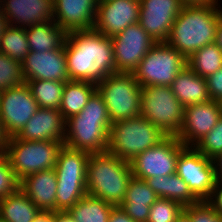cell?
<instances>
[{
  "mask_svg": "<svg viewBox=\"0 0 222 222\" xmlns=\"http://www.w3.org/2000/svg\"><path fill=\"white\" fill-rule=\"evenodd\" d=\"M222 116L219 101L210 99L207 102L184 107V120L176 136L185 146H194L207 135Z\"/></svg>",
  "mask_w": 222,
  "mask_h": 222,
  "instance_id": "17",
  "label": "cell"
},
{
  "mask_svg": "<svg viewBox=\"0 0 222 222\" xmlns=\"http://www.w3.org/2000/svg\"><path fill=\"white\" fill-rule=\"evenodd\" d=\"M20 188L8 157L3 153L0 155V199L6 197Z\"/></svg>",
  "mask_w": 222,
  "mask_h": 222,
  "instance_id": "36",
  "label": "cell"
},
{
  "mask_svg": "<svg viewBox=\"0 0 222 222\" xmlns=\"http://www.w3.org/2000/svg\"><path fill=\"white\" fill-rule=\"evenodd\" d=\"M194 147L211 160L222 154V116L219 118L216 126L199 140Z\"/></svg>",
  "mask_w": 222,
  "mask_h": 222,
  "instance_id": "35",
  "label": "cell"
},
{
  "mask_svg": "<svg viewBox=\"0 0 222 222\" xmlns=\"http://www.w3.org/2000/svg\"><path fill=\"white\" fill-rule=\"evenodd\" d=\"M132 176L129 162L107 151L90 153L87 165V194L119 206L125 198Z\"/></svg>",
  "mask_w": 222,
  "mask_h": 222,
  "instance_id": "4",
  "label": "cell"
},
{
  "mask_svg": "<svg viewBox=\"0 0 222 222\" xmlns=\"http://www.w3.org/2000/svg\"><path fill=\"white\" fill-rule=\"evenodd\" d=\"M53 5V0H0L8 24L21 28L54 20Z\"/></svg>",
  "mask_w": 222,
  "mask_h": 222,
  "instance_id": "20",
  "label": "cell"
},
{
  "mask_svg": "<svg viewBox=\"0 0 222 222\" xmlns=\"http://www.w3.org/2000/svg\"><path fill=\"white\" fill-rule=\"evenodd\" d=\"M157 199L158 196L144 179L132 176L126 189L125 198L119 206L134 221L147 222L150 208Z\"/></svg>",
  "mask_w": 222,
  "mask_h": 222,
  "instance_id": "23",
  "label": "cell"
},
{
  "mask_svg": "<svg viewBox=\"0 0 222 222\" xmlns=\"http://www.w3.org/2000/svg\"><path fill=\"white\" fill-rule=\"evenodd\" d=\"M176 174L200 201L210 196L216 182L214 160L201 154L194 146H186L180 152Z\"/></svg>",
  "mask_w": 222,
  "mask_h": 222,
  "instance_id": "12",
  "label": "cell"
},
{
  "mask_svg": "<svg viewBox=\"0 0 222 222\" xmlns=\"http://www.w3.org/2000/svg\"><path fill=\"white\" fill-rule=\"evenodd\" d=\"M210 99L222 100V67L215 73L205 78Z\"/></svg>",
  "mask_w": 222,
  "mask_h": 222,
  "instance_id": "38",
  "label": "cell"
},
{
  "mask_svg": "<svg viewBox=\"0 0 222 222\" xmlns=\"http://www.w3.org/2000/svg\"><path fill=\"white\" fill-rule=\"evenodd\" d=\"M66 120L57 109L39 107L17 135L30 141H58L65 143Z\"/></svg>",
  "mask_w": 222,
  "mask_h": 222,
  "instance_id": "21",
  "label": "cell"
},
{
  "mask_svg": "<svg viewBox=\"0 0 222 222\" xmlns=\"http://www.w3.org/2000/svg\"><path fill=\"white\" fill-rule=\"evenodd\" d=\"M26 83L39 107L59 110L66 82L29 80Z\"/></svg>",
  "mask_w": 222,
  "mask_h": 222,
  "instance_id": "31",
  "label": "cell"
},
{
  "mask_svg": "<svg viewBox=\"0 0 222 222\" xmlns=\"http://www.w3.org/2000/svg\"><path fill=\"white\" fill-rule=\"evenodd\" d=\"M140 0L98 1L93 29L113 37L139 22Z\"/></svg>",
  "mask_w": 222,
  "mask_h": 222,
  "instance_id": "16",
  "label": "cell"
},
{
  "mask_svg": "<svg viewBox=\"0 0 222 222\" xmlns=\"http://www.w3.org/2000/svg\"><path fill=\"white\" fill-rule=\"evenodd\" d=\"M55 222H76L68 211H56Z\"/></svg>",
  "mask_w": 222,
  "mask_h": 222,
  "instance_id": "43",
  "label": "cell"
},
{
  "mask_svg": "<svg viewBox=\"0 0 222 222\" xmlns=\"http://www.w3.org/2000/svg\"><path fill=\"white\" fill-rule=\"evenodd\" d=\"M20 189L40 210L56 212L57 175L54 168L26 176L20 181Z\"/></svg>",
  "mask_w": 222,
  "mask_h": 222,
  "instance_id": "22",
  "label": "cell"
},
{
  "mask_svg": "<svg viewBox=\"0 0 222 222\" xmlns=\"http://www.w3.org/2000/svg\"><path fill=\"white\" fill-rule=\"evenodd\" d=\"M96 91L107 106L111 123L141 115L142 86L133 73H112L96 84Z\"/></svg>",
  "mask_w": 222,
  "mask_h": 222,
  "instance_id": "7",
  "label": "cell"
},
{
  "mask_svg": "<svg viewBox=\"0 0 222 222\" xmlns=\"http://www.w3.org/2000/svg\"><path fill=\"white\" fill-rule=\"evenodd\" d=\"M53 3L54 21L66 32L93 29L98 0H53Z\"/></svg>",
  "mask_w": 222,
  "mask_h": 222,
  "instance_id": "19",
  "label": "cell"
},
{
  "mask_svg": "<svg viewBox=\"0 0 222 222\" xmlns=\"http://www.w3.org/2000/svg\"><path fill=\"white\" fill-rule=\"evenodd\" d=\"M108 222H136L120 206H114L109 214Z\"/></svg>",
  "mask_w": 222,
  "mask_h": 222,
  "instance_id": "40",
  "label": "cell"
},
{
  "mask_svg": "<svg viewBox=\"0 0 222 222\" xmlns=\"http://www.w3.org/2000/svg\"><path fill=\"white\" fill-rule=\"evenodd\" d=\"M183 6L181 0H140L138 23L155 42H166Z\"/></svg>",
  "mask_w": 222,
  "mask_h": 222,
  "instance_id": "15",
  "label": "cell"
},
{
  "mask_svg": "<svg viewBox=\"0 0 222 222\" xmlns=\"http://www.w3.org/2000/svg\"><path fill=\"white\" fill-rule=\"evenodd\" d=\"M39 211L20 188L0 199V219L4 222H32Z\"/></svg>",
  "mask_w": 222,
  "mask_h": 222,
  "instance_id": "27",
  "label": "cell"
},
{
  "mask_svg": "<svg viewBox=\"0 0 222 222\" xmlns=\"http://www.w3.org/2000/svg\"><path fill=\"white\" fill-rule=\"evenodd\" d=\"M170 87L184 107L210 100L206 79L195 74L188 66L178 73Z\"/></svg>",
  "mask_w": 222,
  "mask_h": 222,
  "instance_id": "24",
  "label": "cell"
},
{
  "mask_svg": "<svg viewBox=\"0 0 222 222\" xmlns=\"http://www.w3.org/2000/svg\"><path fill=\"white\" fill-rule=\"evenodd\" d=\"M205 201L222 217V181L216 180L210 196Z\"/></svg>",
  "mask_w": 222,
  "mask_h": 222,
  "instance_id": "39",
  "label": "cell"
},
{
  "mask_svg": "<svg viewBox=\"0 0 222 222\" xmlns=\"http://www.w3.org/2000/svg\"><path fill=\"white\" fill-rule=\"evenodd\" d=\"M187 66L195 74L206 78L222 67V51L216 43L205 45L187 58Z\"/></svg>",
  "mask_w": 222,
  "mask_h": 222,
  "instance_id": "30",
  "label": "cell"
},
{
  "mask_svg": "<svg viewBox=\"0 0 222 222\" xmlns=\"http://www.w3.org/2000/svg\"><path fill=\"white\" fill-rule=\"evenodd\" d=\"M96 92V84L87 81H68L62 94L59 111L65 120L79 114Z\"/></svg>",
  "mask_w": 222,
  "mask_h": 222,
  "instance_id": "28",
  "label": "cell"
},
{
  "mask_svg": "<svg viewBox=\"0 0 222 222\" xmlns=\"http://www.w3.org/2000/svg\"><path fill=\"white\" fill-rule=\"evenodd\" d=\"M185 147L176 136H166L129 162L133 176L145 180L175 174L177 159Z\"/></svg>",
  "mask_w": 222,
  "mask_h": 222,
  "instance_id": "11",
  "label": "cell"
},
{
  "mask_svg": "<svg viewBox=\"0 0 222 222\" xmlns=\"http://www.w3.org/2000/svg\"><path fill=\"white\" fill-rule=\"evenodd\" d=\"M24 83L22 63L0 52V92Z\"/></svg>",
  "mask_w": 222,
  "mask_h": 222,
  "instance_id": "33",
  "label": "cell"
},
{
  "mask_svg": "<svg viewBox=\"0 0 222 222\" xmlns=\"http://www.w3.org/2000/svg\"><path fill=\"white\" fill-rule=\"evenodd\" d=\"M8 137L6 136L4 129L2 127L1 119H0V153L3 154L6 151Z\"/></svg>",
  "mask_w": 222,
  "mask_h": 222,
  "instance_id": "44",
  "label": "cell"
},
{
  "mask_svg": "<svg viewBox=\"0 0 222 222\" xmlns=\"http://www.w3.org/2000/svg\"><path fill=\"white\" fill-rule=\"evenodd\" d=\"M220 102V106H221V110H222V100L221 101H219Z\"/></svg>",
  "mask_w": 222,
  "mask_h": 222,
  "instance_id": "49",
  "label": "cell"
},
{
  "mask_svg": "<svg viewBox=\"0 0 222 222\" xmlns=\"http://www.w3.org/2000/svg\"><path fill=\"white\" fill-rule=\"evenodd\" d=\"M110 127L107 106L96 91L79 114L66 120L64 144L89 153L106 152Z\"/></svg>",
  "mask_w": 222,
  "mask_h": 222,
  "instance_id": "3",
  "label": "cell"
},
{
  "mask_svg": "<svg viewBox=\"0 0 222 222\" xmlns=\"http://www.w3.org/2000/svg\"><path fill=\"white\" fill-rule=\"evenodd\" d=\"M215 43L218 45L219 49L222 51V15L219 18Z\"/></svg>",
  "mask_w": 222,
  "mask_h": 222,
  "instance_id": "46",
  "label": "cell"
},
{
  "mask_svg": "<svg viewBox=\"0 0 222 222\" xmlns=\"http://www.w3.org/2000/svg\"><path fill=\"white\" fill-rule=\"evenodd\" d=\"M147 185L158 198H164L180 203L183 207L195 204L200 200L191 192L183 179L175 174L155 176L145 179Z\"/></svg>",
  "mask_w": 222,
  "mask_h": 222,
  "instance_id": "25",
  "label": "cell"
},
{
  "mask_svg": "<svg viewBox=\"0 0 222 222\" xmlns=\"http://www.w3.org/2000/svg\"><path fill=\"white\" fill-rule=\"evenodd\" d=\"M187 66V59L167 42H156L133 71L142 86H170Z\"/></svg>",
  "mask_w": 222,
  "mask_h": 222,
  "instance_id": "10",
  "label": "cell"
},
{
  "mask_svg": "<svg viewBox=\"0 0 222 222\" xmlns=\"http://www.w3.org/2000/svg\"><path fill=\"white\" fill-rule=\"evenodd\" d=\"M0 52L22 63L30 52L25 28L9 25L0 40Z\"/></svg>",
  "mask_w": 222,
  "mask_h": 222,
  "instance_id": "32",
  "label": "cell"
},
{
  "mask_svg": "<svg viewBox=\"0 0 222 222\" xmlns=\"http://www.w3.org/2000/svg\"><path fill=\"white\" fill-rule=\"evenodd\" d=\"M38 108L26 82L1 91L0 119L6 136H17Z\"/></svg>",
  "mask_w": 222,
  "mask_h": 222,
  "instance_id": "13",
  "label": "cell"
},
{
  "mask_svg": "<svg viewBox=\"0 0 222 222\" xmlns=\"http://www.w3.org/2000/svg\"><path fill=\"white\" fill-rule=\"evenodd\" d=\"M64 47L71 81L98 84L117 73L111 37L94 29L71 31L67 32Z\"/></svg>",
  "mask_w": 222,
  "mask_h": 222,
  "instance_id": "1",
  "label": "cell"
},
{
  "mask_svg": "<svg viewBox=\"0 0 222 222\" xmlns=\"http://www.w3.org/2000/svg\"><path fill=\"white\" fill-rule=\"evenodd\" d=\"M141 116L167 136H177L184 120V106L170 86L142 87Z\"/></svg>",
  "mask_w": 222,
  "mask_h": 222,
  "instance_id": "9",
  "label": "cell"
},
{
  "mask_svg": "<svg viewBox=\"0 0 222 222\" xmlns=\"http://www.w3.org/2000/svg\"><path fill=\"white\" fill-rule=\"evenodd\" d=\"M176 222H192L190 216L183 210V212L178 216Z\"/></svg>",
  "mask_w": 222,
  "mask_h": 222,
  "instance_id": "48",
  "label": "cell"
},
{
  "mask_svg": "<svg viewBox=\"0 0 222 222\" xmlns=\"http://www.w3.org/2000/svg\"><path fill=\"white\" fill-rule=\"evenodd\" d=\"M25 82L29 80L70 81L65 47L46 52L30 51L22 62Z\"/></svg>",
  "mask_w": 222,
  "mask_h": 222,
  "instance_id": "18",
  "label": "cell"
},
{
  "mask_svg": "<svg viewBox=\"0 0 222 222\" xmlns=\"http://www.w3.org/2000/svg\"><path fill=\"white\" fill-rule=\"evenodd\" d=\"M184 211L192 222H222V217L205 200L184 207Z\"/></svg>",
  "mask_w": 222,
  "mask_h": 222,
  "instance_id": "37",
  "label": "cell"
},
{
  "mask_svg": "<svg viewBox=\"0 0 222 222\" xmlns=\"http://www.w3.org/2000/svg\"><path fill=\"white\" fill-rule=\"evenodd\" d=\"M114 205L86 194L68 212L76 222H108Z\"/></svg>",
  "mask_w": 222,
  "mask_h": 222,
  "instance_id": "29",
  "label": "cell"
},
{
  "mask_svg": "<svg viewBox=\"0 0 222 222\" xmlns=\"http://www.w3.org/2000/svg\"><path fill=\"white\" fill-rule=\"evenodd\" d=\"M216 180L222 181V154L214 159Z\"/></svg>",
  "mask_w": 222,
  "mask_h": 222,
  "instance_id": "45",
  "label": "cell"
},
{
  "mask_svg": "<svg viewBox=\"0 0 222 222\" xmlns=\"http://www.w3.org/2000/svg\"><path fill=\"white\" fill-rule=\"evenodd\" d=\"M9 26L7 18L5 17V14L3 13L1 7H0V40L2 38V35L5 31V29Z\"/></svg>",
  "mask_w": 222,
  "mask_h": 222,
  "instance_id": "47",
  "label": "cell"
},
{
  "mask_svg": "<svg viewBox=\"0 0 222 222\" xmlns=\"http://www.w3.org/2000/svg\"><path fill=\"white\" fill-rule=\"evenodd\" d=\"M156 42L139 23L128 26L112 37L117 72L133 73Z\"/></svg>",
  "mask_w": 222,
  "mask_h": 222,
  "instance_id": "14",
  "label": "cell"
},
{
  "mask_svg": "<svg viewBox=\"0 0 222 222\" xmlns=\"http://www.w3.org/2000/svg\"><path fill=\"white\" fill-rule=\"evenodd\" d=\"M32 222H55V212L40 210Z\"/></svg>",
  "mask_w": 222,
  "mask_h": 222,
  "instance_id": "42",
  "label": "cell"
},
{
  "mask_svg": "<svg viewBox=\"0 0 222 222\" xmlns=\"http://www.w3.org/2000/svg\"><path fill=\"white\" fill-rule=\"evenodd\" d=\"M184 207L172 200L158 198L150 208L147 222H176Z\"/></svg>",
  "mask_w": 222,
  "mask_h": 222,
  "instance_id": "34",
  "label": "cell"
},
{
  "mask_svg": "<svg viewBox=\"0 0 222 222\" xmlns=\"http://www.w3.org/2000/svg\"><path fill=\"white\" fill-rule=\"evenodd\" d=\"M64 145L58 141H30L14 136L8 138L4 154L21 181L30 174L54 168Z\"/></svg>",
  "mask_w": 222,
  "mask_h": 222,
  "instance_id": "8",
  "label": "cell"
},
{
  "mask_svg": "<svg viewBox=\"0 0 222 222\" xmlns=\"http://www.w3.org/2000/svg\"><path fill=\"white\" fill-rule=\"evenodd\" d=\"M167 135L143 116L111 123L107 152L132 161L138 154L154 147Z\"/></svg>",
  "mask_w": 222,
  "mask_h": 222,
  "instance_id": "5",
  "label": "cell"
},
{
  "mask_svg": "<svg viewBox=\"0 0 222 222\" xmlns=\"http://www.w3.org/2000/svg\"><path fill=\"white\" fill-rule=\"evenodd\" d=\"M221 7L183 6L166 41L186 59L198 49L215 43Z\"/></svg>",
  "mask_w": 222,
  "mask_h": 222,
  "instance_id": "2",
  "label": "cell"
},
{
  "mask_svg": "<svg viewBox=\"0 0 222 222\" xmlns=\"http://www.w3.org/2000/svg\"><path fill=\"white\" fill-rule=\"evenodd\" d=\"M90 153L63 146L55 164L56 211H68L87 194V165Z\"/></svg>",
  "mask_w": 222,
  "mask_h": 222,
  "instance_id": "6",
  "label": "cell"
},
{
  "mask_svg": "<svg viewBox=\"0 0 222 222\" xmlns=\"http://www.w3.org/2000/svg\"><path fill=\"white\" fill-rule=\"evenodd\" d=\"M184 6L200 5V6H212L218 7V0H181Z\"/></svg>",
  "mask_w": 222,
  "mask_h": 222,
  "instance_id": "41",
  "label": "cell"
},
{
  "mask_svg": "<svg viewBox=\"0 0 222 222\" xmlns=\"http://www.w3.org/2000/svg\"><path fill=\"white\" fill-rule=\"evenodd\" d=\"M30 51L46 52L62 48L67 32L60 28L54 20L35 24L25 28Z\"/></svg>",
  "mask_w": 222,
  "mask_h": 222,
  "instance_id": "26",
  "label": "cell"
}]
</instances>
